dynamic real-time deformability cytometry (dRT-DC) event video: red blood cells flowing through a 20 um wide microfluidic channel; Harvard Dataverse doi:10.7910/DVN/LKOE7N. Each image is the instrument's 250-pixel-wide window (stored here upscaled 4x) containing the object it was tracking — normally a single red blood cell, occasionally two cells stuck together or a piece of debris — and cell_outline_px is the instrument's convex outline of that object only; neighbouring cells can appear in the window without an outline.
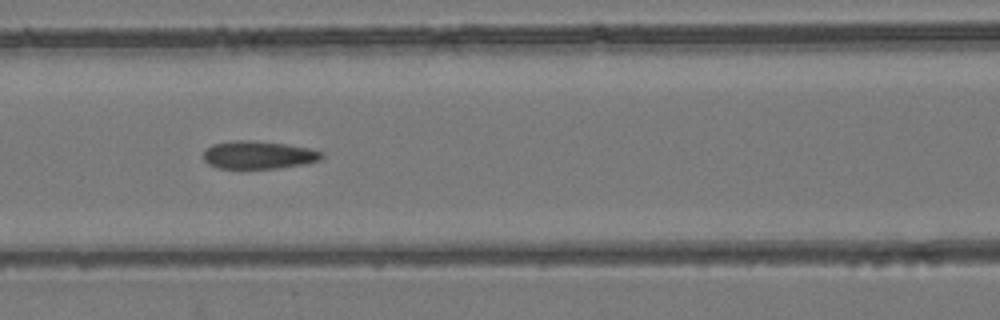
{"species": "common noctule bat (a hibernating species)", "species_latin": "Nyctalus noctula", "temperature_condition": "room temperature", "stored_images_in_passage": 5, "camera_frame_rate_fps": 3000, "um_per_image_px": 0.085, "animal": {"sex": "female", "body_mass_g": 24.6, "forearm_length_mm": 56.2}, "frame": {"image": 1, "passage_image": 3, "time_ms": 2.0, "image_size_px": [1000, 320], "cell_outline_px": [[324, 156], [320, 160], [304, 164], [276, 168], [216, 168], [208, 164], [204, 160], [204, 152], [212, 144], [236, 140], [252, 140], [284, 144], [308, 148], [324, 152]], "centroid_in_image_um": [21.97, 13.17], "position_along_channel_um": 144.6, "area_um2": 19.13}}
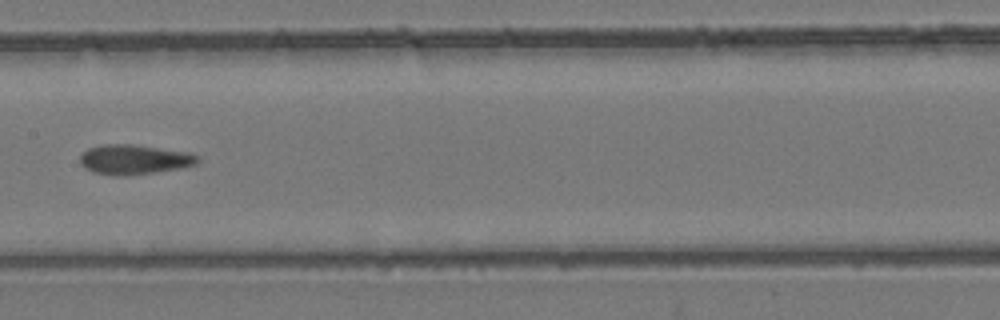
{"frame": {"image": 2, "passage_image": 4, "time_ms": 3.333, "image_size_px": [1000, 320], "cell_outline_px": [[200, 160], [196, 164], [184, 168], [156, 172], [120, 176], [112, 176], [92, 172], [84, 168], [80, 164], [80, 156], [88, 148], [104, 144], [132, 144], [188, 152], [200, 156]], "centroid_in_image_um": [11.41, 13.57], "position_along_channel_um": 196.0, "area_um2": 20.63}}
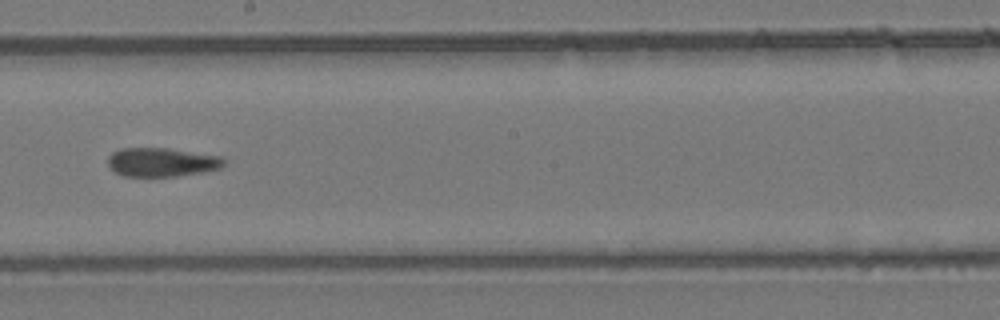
{"frame": {"image": 3, "passage_image": 5, "time_ms": 4.333, "image_size_px": [1000, 320], "cell_outline_px": [[224, 164], [220, 168], [204, 172], [176, 176], [124, 176], [116, 172], [108, 164], [108, 156], [112, 152], [120, 148], [168, 148], [220, 156], [224, 160]], "centroid_in_image_um": [13.74, 13.78], "position_along_channel_um": 234.5, "area_um2": 19.42}}